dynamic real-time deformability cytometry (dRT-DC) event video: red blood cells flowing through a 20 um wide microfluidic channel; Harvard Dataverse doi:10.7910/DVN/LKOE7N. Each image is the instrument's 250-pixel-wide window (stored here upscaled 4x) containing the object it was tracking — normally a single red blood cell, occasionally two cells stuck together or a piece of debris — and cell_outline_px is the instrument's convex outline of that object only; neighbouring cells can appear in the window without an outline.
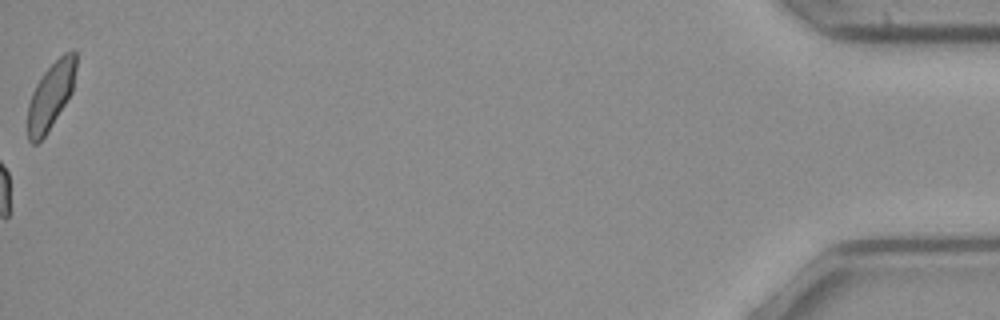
{"species": "common noctule bat (a hibernating species)", "species_latin": "Nyctalus noctula", "temperature_condition": "cold", "stored_images_in_passage": 38, "camera_frame_rate_fps": 3000, "um_per_image_px": 0.085, "animal": {"sex": "female", "body_mass_g": 21.9}, "frame": {"image": 1, "passage_image": 38, "time_ms": 12.333, "image_size_px": [1000, 320], "cell_outline_px": [[76, 68], [72, 92], [44, 136], [36, 144], [32, 144], [28, 140], [28, 104], [32, 92], [36, 84], [44, 72], [64, 52], [72, 48], [76, 52]], "centroid_in_image_um": [4.32, 8.09], "position_along_channel_um": 430.9, "area_um2": 18.55}, "authors_computed_cell_mechanics": {"area_um2": 17.8602, "velocity_mm_per_s": 4.0628, "shape_relaxation_time_tau1_ms": null, "shape_relaxation_time_tau2_ms": 3.9487, "deformation_change_tau1": null, "deformation_change_tau2": 0.0691}}